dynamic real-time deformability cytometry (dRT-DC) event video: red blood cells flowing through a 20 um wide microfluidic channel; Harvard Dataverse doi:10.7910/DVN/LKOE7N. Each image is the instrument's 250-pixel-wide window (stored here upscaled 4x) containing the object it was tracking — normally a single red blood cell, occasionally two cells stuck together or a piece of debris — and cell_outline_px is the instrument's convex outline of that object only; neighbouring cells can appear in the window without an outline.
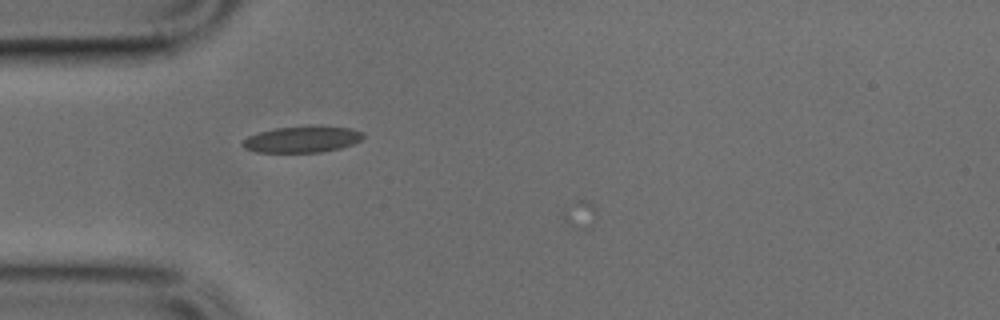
{"species": "common noctule bat (a hibernating species)", "species_latin": "Nyctalus noctula", "temperature_condition": "cold", "stored_images_in_passage": 6, "camera_frame_rate_fps": 3000, "um_per_image_px": 0.085, "animal": {"sex": "male", "body_mass_g": 17.9, "forearm_length_mm": 54.2}, "frame": {"image": 1, "passage_image": 2, "time_ms": 0.333, "image_size_px": [1000, 320], "cell_outline_px": [[364, 136], [360, 140], [352, 144], [340, 148], [320, 152], [256, 152], [244, 148], [240, 144], [248, 136], [260, 132], [276, 128], [308, 124], [352, 128], [364, 132]], "centroid_in_image_um": [25.7, 11.82], "position_along_channel_um": 59.3, "area_um2": 18.84}}